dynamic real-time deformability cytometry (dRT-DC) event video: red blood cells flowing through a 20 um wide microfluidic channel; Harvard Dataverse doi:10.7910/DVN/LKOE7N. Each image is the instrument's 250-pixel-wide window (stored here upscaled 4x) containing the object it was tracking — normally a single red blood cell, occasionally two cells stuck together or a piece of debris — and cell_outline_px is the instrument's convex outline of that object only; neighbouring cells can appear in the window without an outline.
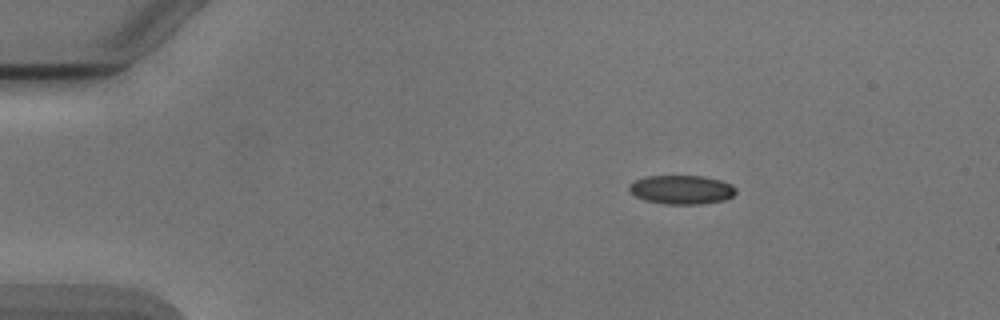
{"species": "Egyptian fruit bat (a non-hibernating species)", "species_latin": "Rousettus aegyptiacus", "temperature_condition": "cold", "stored_images_in_passage": 45, "camera_frame_rate_fps": 3000, "um_per_image_px": 0.085, "animal": {"sex": "male"}, "frame": {"image": 1, "passage_image": 1, "time_ms": 0.0, "image_size_px": [1000, 320], "cell_outline_px": [[736, 192], [732, 196], [724, 200], [700, 204], [664, 204], [644, 200], [636, 196], [628, 188], [628, 184], [644, 176], [704, 176], [720, 180], [732, 184], [736, 188]], "centroid_in_image_um": [57.93, 16.12], "position_along_channel_um": 27.1, "area_um2": 18.03}}
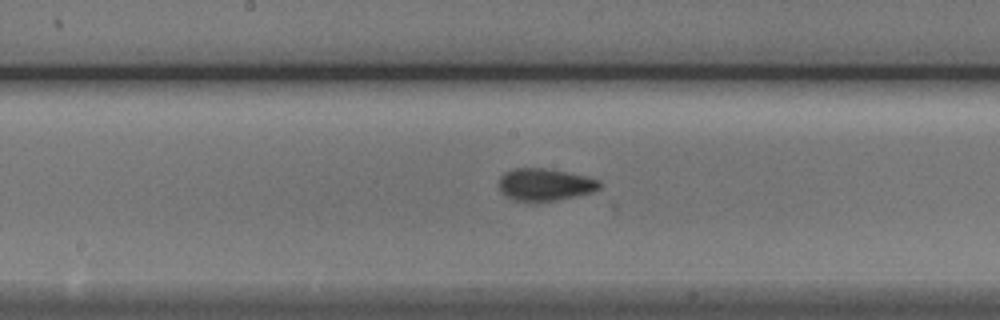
{"frame": {"image": 2, "passage_image": 20, "time_ms": 6.333, "image_size_px": [1000, 320], "cell_outline_px": [[600, 188], [592, 192], [576, 196], [536, 204], [528, 204], [516, 200], [500, 192], [500, 176], [504, 172], [516, 168], [544, 168], [584, 176], [600, 180]], "centroid_in_image_um": [46.29, 15.73], "position_along_channel_um": 201.9, "area_um2": 19.13}}
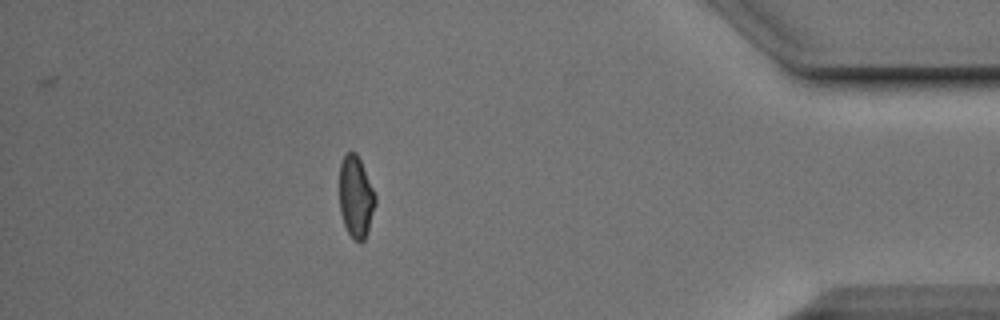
{"frame": {"image": 3, "passage_image": 39, "time_ms": 12.667, "image_size_px": [1000, 320], "cell_outline_px": [[376, 204], [368, 232], [364, 240], [360, 244], [348, 232], [344, 224], [340, 212], [340, 164], [344, 156], [348, 152], [356, 152], [360, 160], [376, 196]], "centroid_in_image_um": [30.26, 16.76], "position_along_channel_um": 404.9, "area_um2": 16.99}, "authors_computed_cell_mechanics": {"area_um2": 18.3804, "velocity_mm_per_s": 3.8926, "shape_relaxation_time_tau1_ms": 4.1549, "shape_relaxation_time_tau2_ms": 1.7079, "deformation_change_tau1": 0.1063, "deformation_change_tau2": 0.0487}}